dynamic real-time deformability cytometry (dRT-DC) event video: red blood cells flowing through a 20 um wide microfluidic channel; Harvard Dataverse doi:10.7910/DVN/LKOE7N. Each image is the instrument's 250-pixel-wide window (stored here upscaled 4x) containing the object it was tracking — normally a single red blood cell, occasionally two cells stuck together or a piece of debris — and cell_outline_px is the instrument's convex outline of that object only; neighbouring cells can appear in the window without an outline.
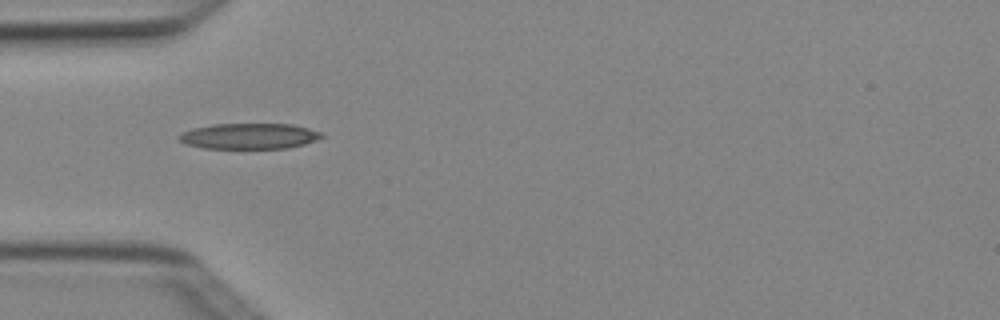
{"species": "Egyptian fruit bat (a non-hibernating species)", "species_latin": "Rousettus aegyptiacus", "temperature_condition": "cold", "stored_images_in_passage": 3, "camera_frame_rate_fps": 3000, "um_per_image_px": 0.085, "animal": {"sex": "female"}, "frame": {"image": 1, "passage_image": 2, "time_ms": 0.333, "image_size_px": [1000, 320], "cell_outline_px": [[324, 136], [316, 140], [304, 144], [288, 148], [204, 148], [184, 144], [176, 136], [180, 132], [192, 128], [212, 124], [292, 124], [308, 128], [320, 132]], "centroid_in_image_um": [21.13, 11.56], "position_along_channel_um": 63.9, "area_um2": 21.44}}
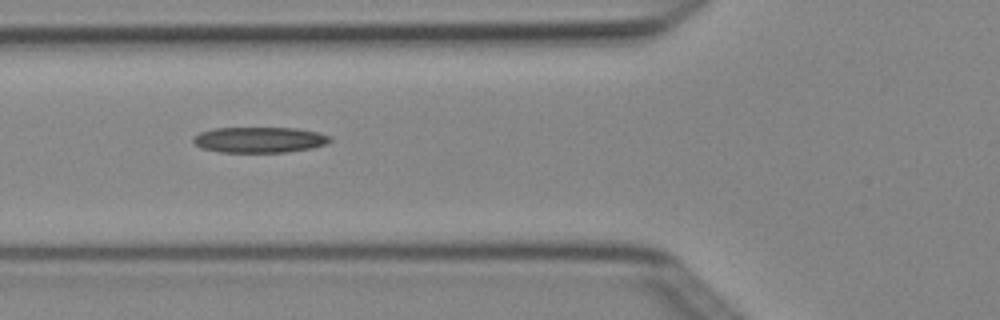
{"frame": {"image": 2, "passage_image": 3, "time_ms": 0.667, "image_size_px": [1000, 320], "cell_outline_px": [[332, 140], [328, 144], [312, 148], [288, 152], [220, 152], [204, 148], [196, 144], [192, 140], [192, 136], [200, 132], [212, 128], [296, 128], [320, 132], [332, 136]], "centroid_in_image_um": [22.11, 11.87], "position_along_channel_um": 103.7, "area_um2": 20.69}}